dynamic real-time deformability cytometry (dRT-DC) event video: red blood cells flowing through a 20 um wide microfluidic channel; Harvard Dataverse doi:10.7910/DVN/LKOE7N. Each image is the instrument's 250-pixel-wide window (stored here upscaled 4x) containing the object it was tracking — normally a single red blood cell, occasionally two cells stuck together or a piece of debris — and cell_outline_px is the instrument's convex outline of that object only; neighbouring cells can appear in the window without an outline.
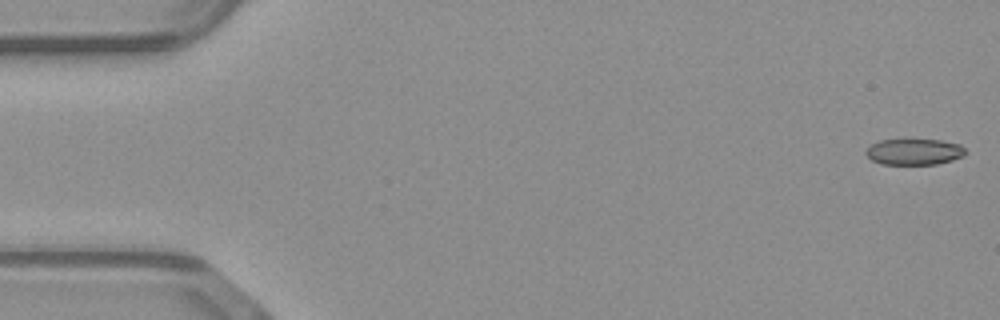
{"species": "common noctule bat (a hibernating species)", "species_latin": "Nyctalus noctula", "temperature_condition": "warm", "stored_images_in_passage": 50, "camera_frame_rate_fps": 3000, "um_per_image_px": 0.085, "animal": {"sex": "male", "body_mass_g": 23.1, "forearm_length_mm": 52.7}, "frame": {"image": 1, "passage_image": 1, "time_ms": 0.0, "image_size_px": [1000, 320], "cell_outline_px": [[968, 152], [964, 156], [952, 160], [936, 164], [880, 164], [872, 160], [864, 152], [868, 144], [880, 140], [904, 136], [940, 140], [960, 144]], "centroid_in_image_um": [77.66, 12.84], "position_along_channel_um": 7.3, "area_um2": 16.13}}
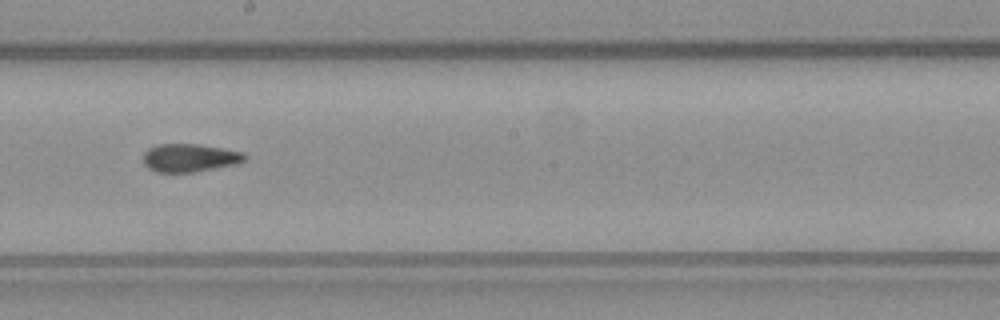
{"frame": {"image": 2, "passage_image": 28, "time_ms": 9.0, "image_size_px": [1000, 320], "cell_outline_px": [[248, 156], [244, 160], [236, 164], [192, 172], [156, 172], [148, 168], [144, 164], [144, 152], [148, 148], [156, 144], [200, 144], [244, 152]], "centroid_in_image_um": [16.11, 13.4], "position_along_channel_um": 232.1, "area_um2": 16.65}}
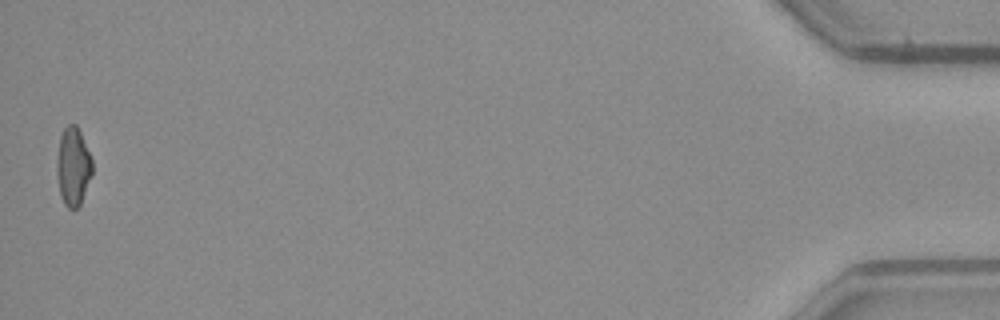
{"frame": {"image": 3, "passage_image": 50, "time_ms": 16.333, "image_size_px": [1000, 320], "cell_outline_px": [[92, 172], [80, 204], [76, 208], [68, 208], [64, 204], [60, 196], [56, 176], [56, 164], [60, 136], [64, 128], [68, 124], [76, 124], [80, 132], [92, 160]], "centroid_in_image_um": [6.18, 14.15], "position_along_channel_um": 429.0, "area_um2": 16.07}, "authors_computed_cell_mechanics": {"area_um2": 16.7042, "velocity_mm_per_s": 4.0995, "shape_relaxation_time_tau1_ms": null, "shape_relaxation_time_tau2_ms": 3.8441, "deformation_change_tau1": null, "deformation_change_tau2": 0.0731}}